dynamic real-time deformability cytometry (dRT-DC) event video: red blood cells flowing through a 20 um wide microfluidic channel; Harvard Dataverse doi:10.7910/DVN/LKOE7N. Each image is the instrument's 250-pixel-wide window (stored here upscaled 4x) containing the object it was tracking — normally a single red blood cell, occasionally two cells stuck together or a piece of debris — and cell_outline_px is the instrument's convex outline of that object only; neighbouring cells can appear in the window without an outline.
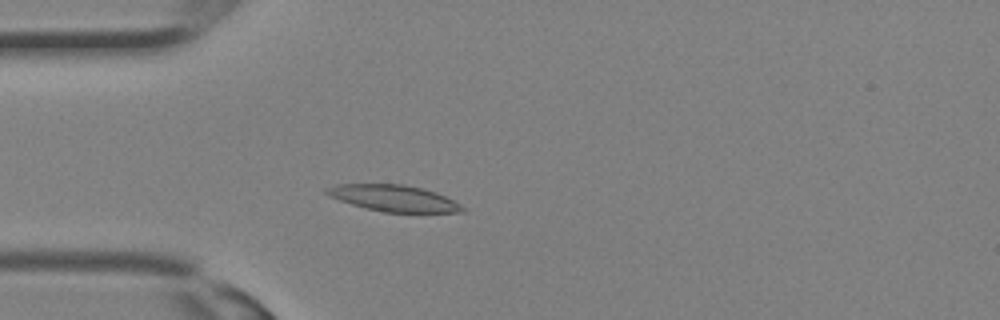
{"species": "Egyptian fruit bat (a non-hibernating species)", "species_latin": "Rousettus aegyptiacus", "temperature_condition": "room temperature", "stored_images_in_passage": 24, "camera_frame_rate_fps": 3000, "um_per_image_px": 0.085, "animal": {"sex": "female"}, "frame": {"image": 1, "passage_image": 1, "time_ms": 0.0, "image_size_px": [1000, 320], "cell_outline_px": [[468, 208], [464, 212], [384, 212], [352, 204], [328, 196], [324, 192], [324, 188], [336, 184], [404, 184], [424, 188], [436, 192]], "centroid_in_image_um": [33.47, 16.84], "position_along_channel_um": 51.5, "area_um2": 20.87}}
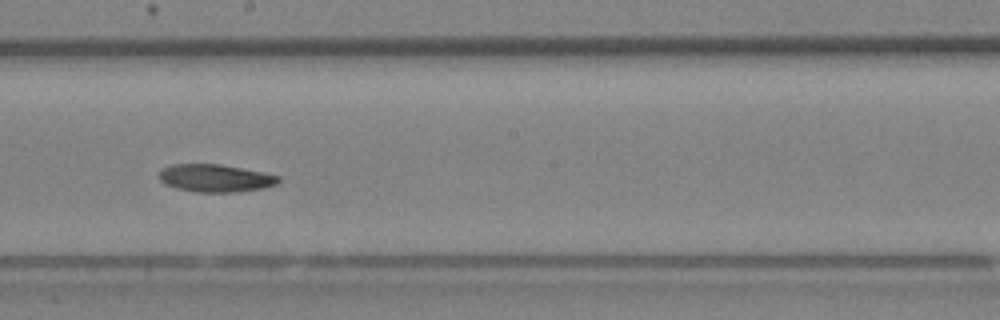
{"frame": {"image": 2, "passage_image": 10, "time_ms": 3.0, "image_size_px": [1000, 320], "cell_outline_px": [[280, 180], [276, 184], [264, 188], [240, 192], [196, 192], [176, 188], [164, 184], [156, 176], [160, 168], [172, 164], [220, 164], [280, 176]], "centroid_in_image_um": [18.23, 15.14], "position_along_channel_um": 230.0, "area_um2": 19.42}}
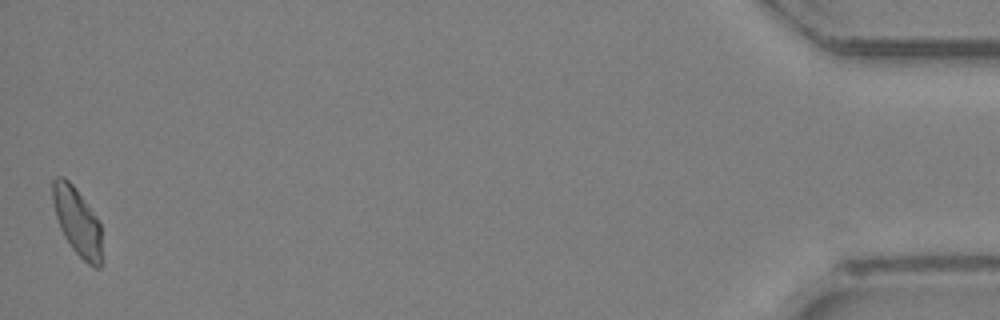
{"frame": {"image": 3, "passage_image": 24, "time_ms": 7.667, "image_size_px": [1000, 320], "cell_outline_px": [[100, 268], [96, 268], [88, 264], [72, 248], [64, 236], [60, 228], [56, 216], [52, 200], [52, 180], [56, 176], [64, 176], [76, 188], [96, 216], [100, 224]], "centroid_in_image_um": [6.53, 18.78], "position_along_channel_um": 428.7, "area_um2": 19.19}}